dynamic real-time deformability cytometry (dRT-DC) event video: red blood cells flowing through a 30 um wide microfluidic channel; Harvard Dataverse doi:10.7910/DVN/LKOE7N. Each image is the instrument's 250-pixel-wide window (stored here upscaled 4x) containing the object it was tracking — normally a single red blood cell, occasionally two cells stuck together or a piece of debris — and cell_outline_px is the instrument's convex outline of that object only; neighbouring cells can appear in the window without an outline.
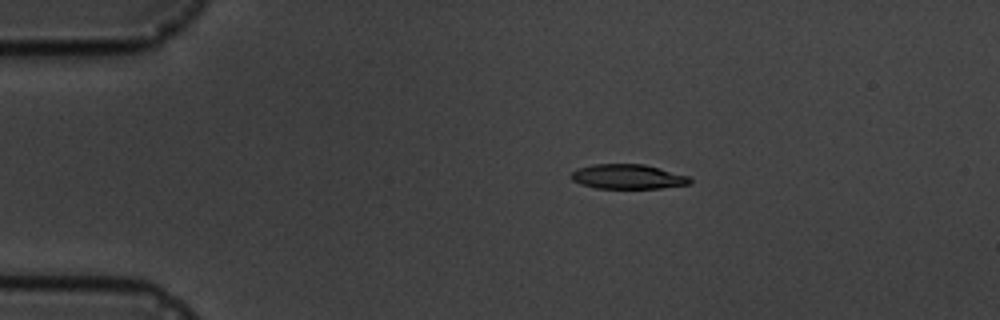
{"species": "common noctule bat (a hibernating species)", "species_latin": "Nyctalus noctula", "temperature_condition": "cold", "stored_images_in_passage": 4, "camera_frame_rate_fps": 3000, "um_per_image_px": 0.085, "animal": {"sex": "male", "body_mass_g": 19.5, "forearm_length_mm": 54.6}, "frame": {"image": 1, "passage_image": 2, "time_ms": 1.333, "image_size_px": [1000, 320], "cell_outline_px": [[692, 184], [660, 188], [596, 188], [580, 184], [572, 180], [572, 172], [576, 168], [592, 164], [644, 164], [660, 168], [688, 176], [692, 180]], "centroid_in_image_um": [53.37, 15.01], "position_along_channel_um": 31.6, "area_um2": 17.11}}